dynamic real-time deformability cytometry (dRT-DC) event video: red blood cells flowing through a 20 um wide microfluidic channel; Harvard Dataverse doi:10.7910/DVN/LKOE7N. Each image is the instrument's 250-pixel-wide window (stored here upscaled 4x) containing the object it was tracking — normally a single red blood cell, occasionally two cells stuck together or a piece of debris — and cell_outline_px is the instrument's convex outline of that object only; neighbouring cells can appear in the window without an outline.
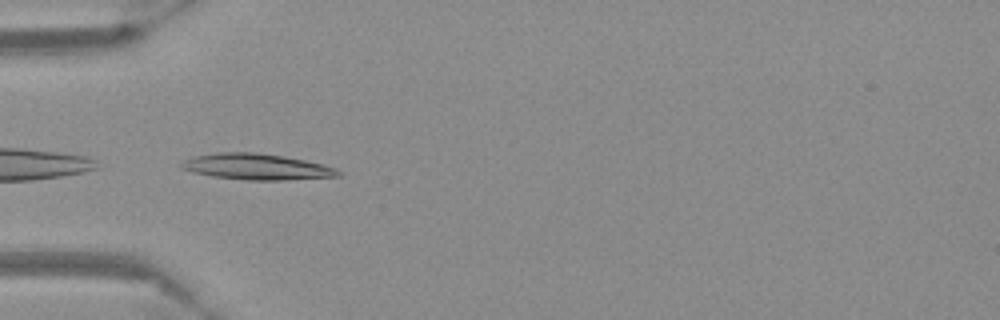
{"species": "Egyptian fruit bat (a non-hibernating species)", "species_latin": "Rousettus aegyptiacus", "temperature_condition": "warm", "stored_images_in_passage": 38, "camera_frame_rate_fps": 3000, "um_per_image_px": 0.085, "frame": {"image": 1, "passage_image": 1, "time_ms": 0.0, "image_size_px": [1000, 320], "cell_outline_px": [[340, 176], [280, 180], [248, 180], [212, 176], [192, 172], [180, 168], [180, 164], [184, 160], [196, 156], [220, 152], [252, 152], [284, 156], [324, 164], [336, 168], [340, 172]], "centroid_in_image_um": [21.81, 14.17], "position_along_channel_um": 63.2, "area_um2": 23.58}}
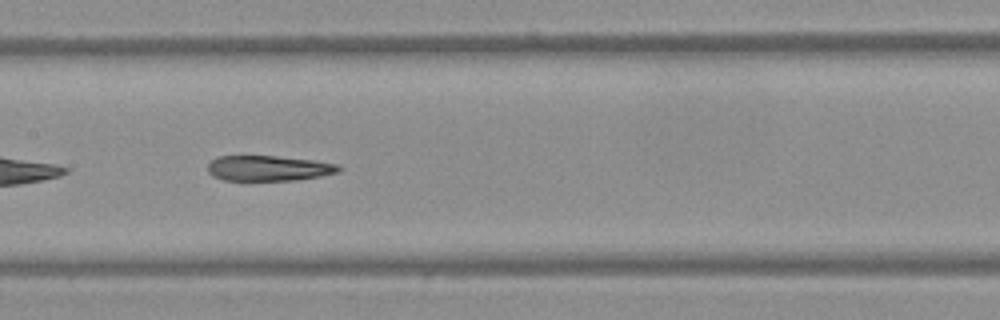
{"frame": {"image": 2, "passage_image": 11, "time_ms": 3.333, "image_size_px": [1000, 320], "cell_outline_px": [[340, 168], [336, 172], [320, 176], [296, 180], [224, 180], [212, 176], [208, 172], [208, 164], [216, 156], [276, 156], [312, 160], [340, 164]], "centroid_in_image_um": [22.79, 14.29], "position_along_channel_um": 184.6, "area_um2": 19.25}}
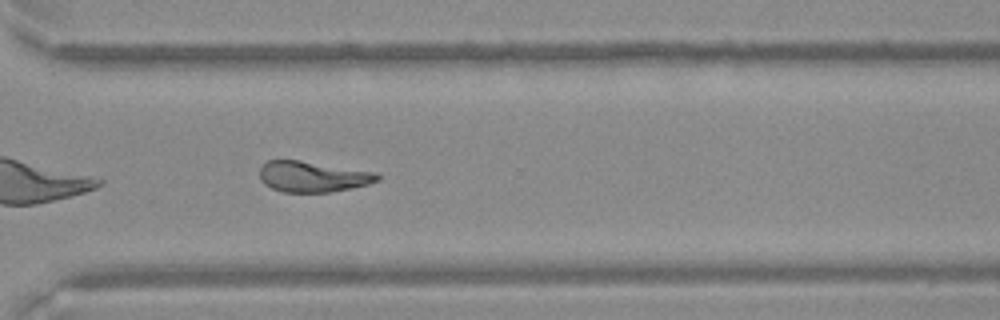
{"frame": {"image": 3, "passage_image": 24, "time_ms": 7.667, "image_size_px": [1000, 320], "cell_outline_px": [[380, 180], [368, 184], [352, 188], [328, 192], [284, 192], [272, 188], [264, 184], [260, 180], [260, 168], [268, 160], [300, 160], [376, 172], [380, 176]], "centroid_in_image_um": [26.59, 15.01], "position_along_channel_um": 344.0, "area_um2": 21.1}}